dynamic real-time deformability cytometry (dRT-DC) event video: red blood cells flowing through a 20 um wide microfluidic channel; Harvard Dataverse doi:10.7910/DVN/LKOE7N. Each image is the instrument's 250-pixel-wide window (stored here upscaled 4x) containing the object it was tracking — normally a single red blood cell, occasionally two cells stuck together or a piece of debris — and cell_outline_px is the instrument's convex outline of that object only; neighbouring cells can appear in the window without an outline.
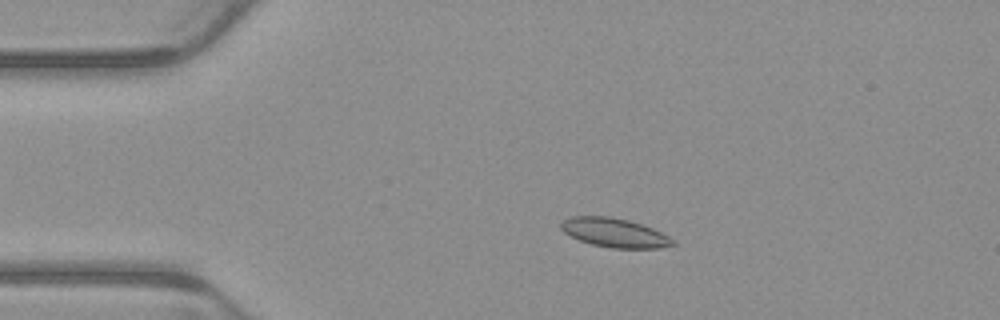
{"species": "common noctule bat (a hibernating species)", "species_latin": "Nyctalus noctula", "temperature_condition": "warm", "stored_images_in_passage": 2, "camera_frame_rate_fps": 3000, "um_per_image_px": 0.085, "animal": {"sex": "male", "body_mass_g": 23.1, "forearm_length_mm": 52.7}, "frame": {"image": 1, "passage_image": 1, "time_ms": 0.0, "image_size_px": [1000, 320], "cell_outline_px": [[676, 244], [660, 248], [612, 248], [592, 244], [580, 240], [564, 232], [560, 228], [560, 220], [572, 216], [612, 216], [628, 220], [652, 228], [668, 236]], "centroid_in_image_um": [52.19, 19.77], "position_along_channel_um": 32.8, "area_um2": 18.84}}